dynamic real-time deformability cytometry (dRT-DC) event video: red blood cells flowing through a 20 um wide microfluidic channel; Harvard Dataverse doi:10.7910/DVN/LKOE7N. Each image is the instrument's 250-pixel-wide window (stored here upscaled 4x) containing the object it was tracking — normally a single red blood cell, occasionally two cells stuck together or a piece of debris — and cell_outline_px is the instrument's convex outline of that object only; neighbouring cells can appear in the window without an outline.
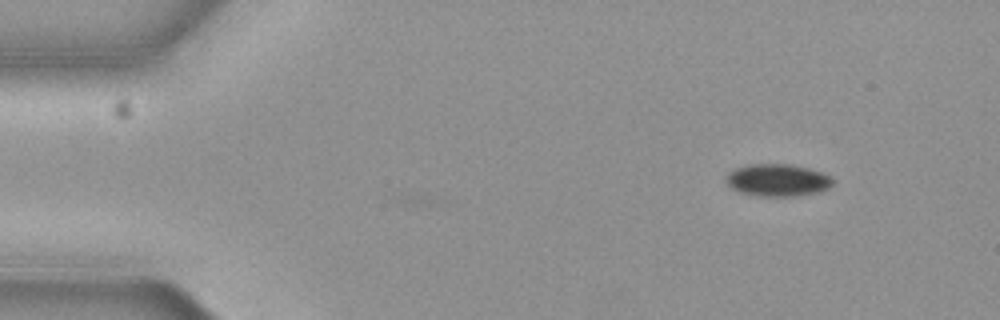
{"species": "common noctule bat (a hibernating species)", "species_latin": "Nyctalus noctula", "temperature_condition": "cold", "stored_images_in_passage": 2, "camera_frame_rate_fps": 3000, "um_per_image_px": 0.085, "animal": {"sex": "female", "body_mass_g": 19.3, "forearm_length_mm": 54.1}, "frame": {"image": 1, "passage_image": 2, "time_ms": 0.333, "image_size_px": [1000, 320], "cell_outline_px": [[832, 184], [828, 188], [816, 192], [792, 196], [756, 196], [740, 192], [732, 188], [728, 184], [724, 176], [728, 172], [736, 168], [752, 164], [792, 164], [808, 168], [832, 176]], "centroid_in_image_um": [66.06, 15.3], "position_along_channel_um": 18.9, "area_um2": 20.0}}